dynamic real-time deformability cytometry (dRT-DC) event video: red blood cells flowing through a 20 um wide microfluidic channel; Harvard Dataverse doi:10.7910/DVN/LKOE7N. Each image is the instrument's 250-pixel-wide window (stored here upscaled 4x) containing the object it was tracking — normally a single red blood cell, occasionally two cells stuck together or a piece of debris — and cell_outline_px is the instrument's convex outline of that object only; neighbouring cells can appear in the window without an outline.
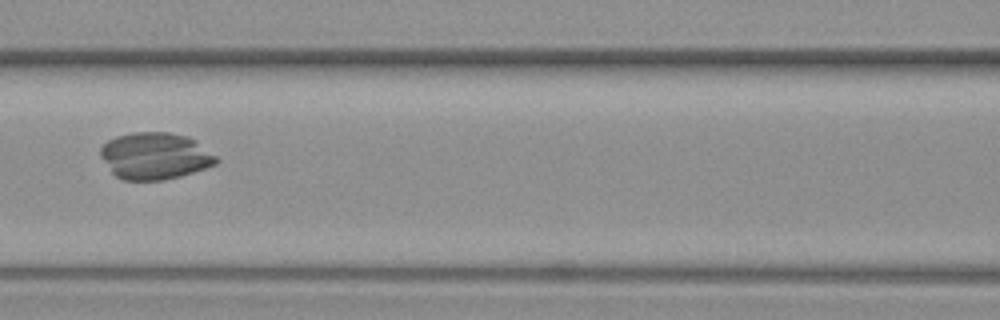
{"species": "common noctule bat (a hibernating species)", "species_latin": "Nyctalus noctula", "temperature_condition": "warm", "stored_images_in_passage": 15, "camera_frame_rate_fps": 3000, "um_per_image_px": 0.085, "animal": {"sex": "female", "body_mass_g": 19.3, "forearm_length_mm": 54.1}, "frame": {"image": 1, "passage_image": 5, "time_ms": 6.667, "image_size_px": [1000, 320], "cell_outline_px": [[220, 160], [216, 164], [180, 176], [164, 180], [124, 180], [116, 176], [112, 172], [100, 156], [100, 148], [108, 140], [116, 136], [132, 132], [168, 132], [188, 136], [196, 140], [216, 156]], "centroid_in_image_um": [13.17, 13.24], "position_along_channel_um": 153.4, "area_um2": 31.62}}
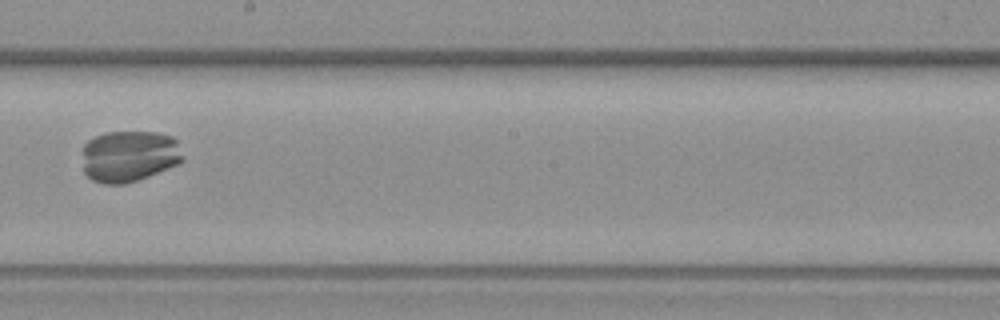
{"frame": {"image": 2, "passage_image": 7, "time_ms": 9.0, "image_size_px": [1000, 320], "cell_outline_px": [[184, 160], [180, 164], [148, 176], [124, 184], [104, 184], [92, 180], [84, 172], [84, 144], [88, 140], [96, 136], [108, 132], [156, 132], [172, 136], [176, 140], [184, 156]], "centroid_in_image_um": [11.01, 13.27], "position_along_channel_um": 237.2, "area_um2": 30.23}}
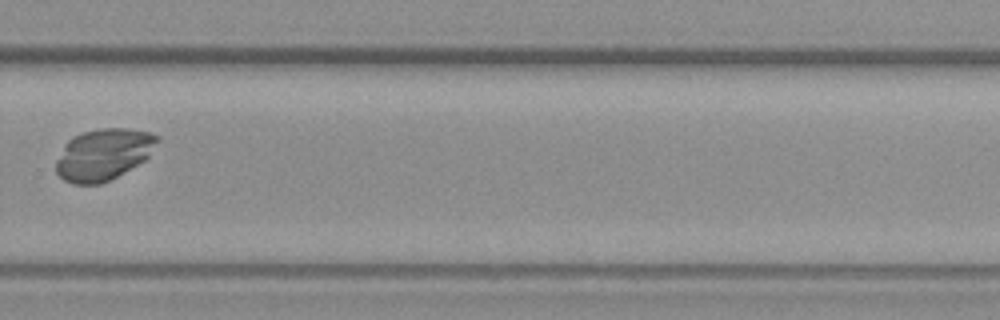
{"frame": {"image": 3, "passage_image": 9, "time_ms": 11.333, "image_size_px": [1000, 320], "cell_outline_px": [[160, 140], [148, 156], [144, 160], [116, 176], [100, 184], [72, 184], [64, 180], [56, 172], [56, 160], [64, 144], [72, 136], [84, 132], [100, 128], [128, 128], [148, 132], [160, 136]], "centroid_in_image_um": [8.77, 13.11], "position_along_channel_um": 321.0, "area_um2": 30.29}, "authors_computed_cell_mechanics": {"area_um2": 29.2468, "velocity_mm_per_s": 3.5869, "shape_relaxation_time_tau1_ms": 6.7863, "shape_relaxation_time_tau2_ms": null, "deformation_change_tau1": 0.4107, "deformation_change_tau2": null}}